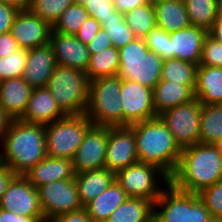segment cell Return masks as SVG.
I'll use <instances>...</instances> for the list:
<instances>
[{
  "label": "cell",
  "mask_w": 222,
  "mask_h": 222,
  "mask_svg": "<svg viewBox=\"0 0 222 222\" xmlns=\"http://www.w3.org/2000/svg\"><path fill=\"white\" fill-rule=\"evenodd\" d=\"M202 104L197 98L160 114L181 149L199 143Z\"/></svg>",
  "instance_id": "10"
},
{
  "label": "cell",
  "mask_w": 222,
  "mask_h": 222,
  "mask_svg": "<svg viewBox=\"0 0 222 222\" xmlns=\"http://www.w3.org/2000/svg\"><path fill=\"white\" fill-rule=\"evenodd\" d=\"M52 26L29 10H20L12 23L10 34L20 48L33 49L47 45Z\"/></svg>",
  "instance_id": "16"
},
{
  "label": "cell",
  "mask_w": 222,
  "mask_h": 222,
  "mask_svg": "<svg viewBox=\"0 0 222 222\" xmlns=\"http://www.w3.org/2000/svg\"><path fill=\"white\" fill-rule=\"evenodd\" d=\"M121 78L101 77L89 81L88 106L85 115L94 126H123L120 98Z\"/></svg>",
  "instance_id": "4"
},
{
  "label": "cell",
  "mask_w": 222,
  "mask_h": 222,
  "mask_svg": "<svg viewBox=\"0 0 222 222\" xmlns=\"http://www.w3.org/2000/svg\"><path fill=\"white\" fill-rule=\"evenodd\" d=\"M0 142V163L16 175L25 174L47 156L45 125L42 124L14 119Z\"/></svg>",
  "instance_id": "2"
},
{
  "label": "cell",
  "mask_w": 222,
  "mask_h": 222,
  "mask_svg": "<svg viewBox=\"0 0 222 222\" xmlns=\"http://www.w3.org/2000/svg\"><path fill=\"white\" fill-rule=\"evenodd\" d=\"M149 2L148 0H113L114 8L125 14L126 12L135 9L136 7Z\"/></svg>",
  "instance_id": "47"
},
{
  "label": "cell",
  "mask_w": 222,
  "mask_h": 222,
  "mask_svg": "<svg viewBox=\"0 0 222 222\" xmlns=\"http://www.w3.org/2000/svg\"><path fill=\"white\" fill-rule=\"evenodd\" d=\"M40 222H51V220L45 219V220L40 221Z\"/></svg>",
  "instance_id": "58"
},
{
  "label": "cell",
  "mask_w": 222,
  "mask_h": 222,
  "mask_svg": "<svg viewBox=\"0 0 222 222\" xmlns=\"http://www.w3.org/2000/svg\"><path fill=\"white\" fill-rule=\"evenodd\" d=\"M87 46L90 55H92L111 47L112 41L110 40L106 30L101 28Z\"/></svg>",
  "instance_id": "44"
},
{
  "label": "cell",
  "mask_w": 222,
  "mask_h": 222,
  "mask_svg": "<svg viewBox=\"0 0 222 222\" xmlns=\"http://www.w3.org/2000/svg\"><path fill=\"white\" fill-rule=\"evenodd\" d=\"M199 129V143L213 144L222 137V104H202Z\"/></svg>",
  "instance_id": "30"
},
{
  "label": "cell",
  "mask_w": 222,
  "mask_h": 222,
  "mask_svg": "<svg viewBox=\"0 0 222 222\" xmlns=\"http://www.w3.org/2000/svg\"><path fill=\"white\" fill-rule=\"evenodd\" d=\"M195 85H183L169 80H160L153 88V104L156 115L195 99Z\"/></svg>",
  "instance_id": "23"
},
{
  "label": "cell",
  "mask_w": 222,
  "mask_h": 222,
  "mask_svg": "<svg viewBox=\"0 0 222 222\" xmlns=\"http://www.w3.org/2000/svg\"><path fill=\"white\" fill-rule=\"evenodd\" d=\"M20 10H28L32 0H0Z\"/></svg>",
  "instance_id": "52"
},
{
  "label": "cell",
  "mask_w": 222,
  "mask_h": 222,
  "mask_svg": "<svg viewBox=\"0 0 222 222\" xmlns=\"http://www.w3.org/2000/svg\"><path fill=\"white\" fill-rule=\"evenodd\" d=\"M119 71V51L114 46L90 55L86 69L89 81L101 77L117 76Z\"/></svg>",
  "instance_id": "29"
},
{
  "label": "cell",
  "mask_w": 222,
  "mask_h": 222,
  "mask_svg": "<svg viewBox=\"0 0 222 222\" xmlns=\"http://www.w3.org/2000/svg\"><path fill=\"white\" fill-rule=\"evenodd\" d=\"M75 175L72 159L51 158L48 156L23 174L36 189L50 182L75 179Z\"/></svg>",
  "instance_id": "20"
},
{
  "label": "cell",
  "mask_w": 222,
  "mask_h": 222,
  "mask_svg": "<svg viewBox=\"0 0 222 222\" xmlns=\"http://www.w3.org/2000/svg\"><path fill=\"white\" fill-rule=\"evenodd\" d=\"M101 24L96 18L89 17L75 34L76 38L83 44H88L101 29Z\"/></svg>",
  "instance_id": "42"
},
{
  "label": "cell",
  "mask_w": 222,
  "mask_h": 222,
  "mask_svg": "<svg viewBox=\"0 0 222 222\" xmlns=\"http://www.w3.org/2000/svg\"><path fill=\"white\" fill-rule=\"evenodd\" d=\"M194 93L203 105L222 104V67L198 65Z\"/></svg>",
  "instance_id": "24"
},
{
  "label": "cell",
  "mask_w": 222,
  "mask_h": 222,
  "mask_svg": "<svg viewBox=\"0 0 222 222\" xmlns=\"http://www.w3.org/2000/svg\"><path fill=\"white\" fill-rule=\"evenodd\" d=\"M207 35V30L194 25L169 33L170 59H180L199 65L202 46Z\"/></svg>",
  "instance_id": "18"
},
{
  "label": "cell",
  "mask_w": 222,
  "mask_h": 222,
  "mask_svg": "<svg viewBox=\"0 0 222 222\" xmlns=\"http://www.w3.org/2000/svg\"><path fill=\"white\" fill-rule=\"evenodd\" d=\"M50 220L51 222H93L85 208L76 212L55 216Z\"/></svg>",
  "instance_id": "45"
},
{
  "label": "cell",
  "mask_w": 222,
  "mask_h": 222,
  "mask_svg": "<svg viewBox=\"0 0 222 222\" xmlns=\"http://www.w3.org/2000/svg\"><path fill=\"white\" fill-rule=\"evenodd\" d=\"M84 8L90 17L96 18L99 23L113 17V13L117 11L114 8L113 0H88Z\"/></svg>",
  "instance_id": "41"
},
{
  "label": "cell",
  "mask_w": 222,
  "mask_h": 222,
  "mask_svg": "<svg viewBox=\"0 0 222 222\" xmlns=\"http://www.w3.org/2000/svg\"><path fill=\"white\" fill-rule=\"evenodd\" d=\"M33 88L23 77L0 81V105L13 118L20 119L26 111Z\"/></svg>",
  "instance_id": "22"
},
{
  "label": "cell",
  "mask_w": 222,
  "mask_h": 222,
  "mask_svg": "<svg viewBox=\"0 0 222 222\" xmlns=\"http://www.w3.org/2000/svg\"><path fill=\"white\" fill-rule=\"evenodd\" d=\"M208 34L213 37L216 41L222 43V17H218L213 23Z\"/></svg>",
  "instance_id": "51"
},
{
  "label": "cell",
  "mask_w": 222,
  "mask_h": 222,
  "mask_svg": "<svg viewBox=\"0 0 222 222\" xmlns=\"http://www.w3.org/2000/svg\"><path fill=\"white\" fill-rule=\"evenodd\" d=\"M157 27L172 33L189 27L190 20L184 0H173L154 5Z\"/></svg>",
  "instance_id": "26"
},
{
  "label": "cell",
  "mask_w": 222,
  "mask_h": 222,
  "mask_svg": "<svg viewBox=\"0 0 222 222\" xmlns=\"http://www.w3.org/2000/svg\"><path fill=\"white\" fill-rule=\"evenodd\" d=\"M14 119L0 105V140L2 141L5 133Z\"/></svg>",
  "instance_id": "50"
},
{
  "label": "cell",
  "mask_w": 222,
  "mask_h": 222,
  "mask_svg": "<svg viewBox=\"0 0 222 222\" xmlns=\"http://www.w3.org/2000/svg\"><path fill=\"white\" fill-rule=\"evenodd\" d=\"M0 222H39L36 218L25 217L0 208Z\"/></svg>",
  "instance_id": "48"
},
{
  "label": "cell",
  "mask_w": 222,
  "mask_h": 222,
  "mask_svg": "<svg viewBox=\"0 0 222 222\" xmlns=\"http://www.w3.org/2000/svg\"><path fill=\"white\" fill-rule=\"evenodd\" d=\"M45 219L83 209L74 179L59 180L37 188Z\"/></svg>",
  "instance_id": "11"
},
{
  "label": "cell",
  "mask_w": 222,
  "mask_h": 222,
  "mask_svg": "<svg viewBox=\"0 0 222 222\" xmlns=\"http://www.w3.org/2000/svg\"><path fill=\"white\" fill-rule=\"evenodd\" d=\"M118 51L119 78L135 81L151 89L161 80L164 59L149 50L142 38H135Z\"/></svg>",
  "instance_id": "5"
},
{
  "label": "cell",
  "mask_w": 222,
  "mask_h": 222,
  "mask_svg": "<svg viewBox=\"0 0 222 222\" xmlns=\"http://www.w3.org/2000/svg\"><path fill=\"white\" fill-rule=\"evenodd\" d=\"M19 48L17 41L11 36L10 32L0 34V58L10 55Z\"/></svg>",
  "instance_id": "46"
},
{
  "label": "cell",
  "mask_w": 222,
  "mask_h": 222,
  "mask_svg": "<svg viewBox=\"0 0 222 222\" xmlns=\"http://www.w3.org/2000/svg\"><path fill=\"white\" fill-rule=\"evenodd\" d=\"M138 162L133 129L130 126L108 127L105 168L116 173Z\"/></svg>",
  "instance_id": "14"
},
{
  "label": "cell",
  "mask_w": 222,
  "mask_h": 222,
  "mask_svg": "<svg viewBox=\"0 0 222 222\" xmlns=\"http://www.w3.org/2000/svg\"><path fill=\"white\" fill-rule=\"evenodd\" d=\"M149 50L154 51L164 60L170 59V38L169 33L159 27L153 29L143 38Z\"/></svg>",
  "instance_id": "39"
},
{
  "label": "cell",
  "mask_w": 222,
  "mask_h": 222,
  "mask_svg": "<svg viewBox=\"0 0 222 222\" xmlns=\"http://www.w3.org/2000/svg\"><path fill=\"white\" fill-rule=\"evenodd\" d=\"M219 180H222V153L213 144L196 143L182 149L169 181L179 190L199 194Z\"/></svg>",
  "instance_id": "1"
},
{
  "label": "cell",
  "mask_w": 222,
  "mask_h": 222,
  "mask_svg": "<svg viewBox=\"0 0 222 222\" xmlns=\"http://www.w3.org/2000/svg\"><path fill=\"white\" fill-rule=\"evenodd\" d=\"M49 44L53 49L57 65L86 72L90 60L89 49L75 35L51 31Z\"/></svg>",
  "instance_id": "17"
},
{
  "label": "cell",
  "mask_w": 222,
  "mask_h": 222,
  "mask_svg": "<svg viewBox=\"0 0 222 222\" xmlns=\"http://www.w3.org/2000/svg\"><path fill=\"white\" fill-rule=\"evenodd\" d=\"M169 180L170 177L165 172L151 163L138 162L115 173V182L128 197L147 199L153 204L159 198L164 185L170 183Z\"/></svg>",
  "instance_id": "9"
},
{
  "label": "cell",
  "mask_w": 222,
  "mask_h": 222,
  "mask_svg": "<svg viewBox=\"0 0 222 222\" xmlns=\"http://www.w3.org/2000/svg\"><path fill=\"white\" fill-rule=\"evenodd\" d=\"M124 17L136 38L143 39L157 27L154 5L150 2L126 12Z\"/></svg>",
  "instance_id": "31"
},
{
  "label": "cell",
  "mask_w": 222,
  "mask_h": 222,
  "mask_svg": "<svg viewBox=\"0 0 222 222\" xmlns=\"http://www.w3.org/2000/svg\"><path fill=\"white\" fill-rule=\"evenodd\" d=\"M45 87L65 115L86 113L89 80L85 71L57 65Z\"/></svg>",
  "instance_id": "6"
},
{
  "label": "cell",
  "mask_w": 222,
  "mask_h": 222,
  "mask_svg": "<svg viewBox=\"0 0 222 222\" xmlns=\"http://www.w3.org/2000/svg\"><path fill=\"white\" fill-rule=\"evenodd\" d=\"M65 114L57 106L52 93L46 87L33 88L26 111L20 120L27 123L50 124Z\"/></svg>",
  "instance_id": "19"
},
{
  "label": "cell",
  "mask_w": 222,
  "mask_h": 222,
  "mask_svg": "<svg viewBox=\"0 0 222 222\" xmlns=\"http://www.w3.org/2000/svg\"><path fill=\"white\" fill-rule=\"evenodd\" d=\"M28 50L19 48L10 55L0 58V81L23 77Z\"/></svg>",
  "instance_id": "37"
},
{
  "label": "cell",
  "mask_w": 222,
  "mask_h": 222,
  "mask_svg": "<svg viewBox=\"0 0 222 222\" xmlns=\"http://www.w3.org/2000/svg\"><path fill=\"white\" fill-rule=\"evenodd\" d=\"M210 216L198 194L179 190L171 183L154 202L153 222H205Z\"/></svg>",
  "instance_id": "7"
},
{
  "label": "cell",
  "mask_w": 222,
  "mask_h": 222,
  "mask_svg": "<svg viewBox=\"0 0 222 222\" xmlns=\"http://www.w3.org/2000/svg\"><path fill=\"white\" fill-rule=\"evenodd\" d=\"M213 145L222 153V137L214 142Z\"/></svg>",
  "instance_id": "53"
},
{
  "label": "cell",
  "mask_w": 222,
  "mask_h": 222,
  "mask_svg": "<svg viewBox=\"0 0 222 222\" xmlns=\"http://www.w3.org/2000/svg\"><path fill=\"white\" fill-rule=\"evenodd\" d=\"M107 142L108 127L93 125L72 159L75 173L104 168Z\"/></svg>",
  "instance_id": "15"
},
{
  "label": "cell",
  "mask_w": 222,
  "mask_h": 222,
  "mask_svg": "<svg viewBox=\"0 0 222 222\" xmlns=\"http://www.w3.org/2000/svg\"><path fill=\"white\" fill-rule=\"evenodd\" d=\"M154 204L143 198L129 197L105 222H153Z\"/></svg>",
  "instance_id": "28"
},
{
  "label": "cell",
  "mask_w": 222,
  "mask_h": 222,
  "mask_svg": "<svg viewBox=\"0 0 222 222\" xmlns=\"http://www.w3.org/2000/svg\"><path fill=\"white\" fill-rule=\"evenodd\" d=\"M93 123L85 114L65 115L45 125L46 154L51 158L73 159Z\"/></svg>",
  "instance_id": "8"
},
{
  "label": "cell",
  "mask_w": 222,
  "mask_h": 222,
  "mask_svg": "<svg viewBox=\"0 0 222 222\" xmlns=\"http://www.w3.org/2000/svg\"><path fill=\"white\" fill-rule=\"evenodd\" d=\"M73 3L75 0H32L28 10L53 26Z\"/></svg>",
  "instance_id": "36"
},
{
  "label": "cell",
  "mask_w": 222,
  "mask_h": 222,
  "mask_svg": "<svg viewBox=\"0 0 222 222\" xmlns=\"http://www.w3.org/2000/svg\"><path fill=\"white\" fill-rule=\"evenodd\" d=\"M198 196L204 202L211 216L222 218V180L205 188Z\"/></svg>",
  "instance_id": "38"
},
{
  "label": "cell",
  "mask_w": 222,
  "mask_h": 222,
  "mask_svg": "<svg viewBox=\"0 0 222 222\" xmlns=\"http://www.w3.org/2000/svg\"><path fill=\"white\" fill-rule=\"evenodd\" d=\"M100 24L106 30L112 41V46L117 49L127 45L136 38L131 28L126 24L124 14L118 11L113 13V17L103 20Z\"/></svg>",
  "instance_id": "34"
},
{
  "label": "cell",
  "mask_w": 222,
  "mask_h": 222,
  "mask_svg": "<svg viewBox=\"0 0 222 222\" xmlns=\"http://www.w3.org/2000/svg\"><path fill=\"white\" fill-rule=\"evenodd\" d=\"M19 10L9 4L0 1V34L10 32L13 20Z\"/></svg>",
  "instance_id": "43"
},
{
  "label": "cell",
  "mask_w": 222,
  "mask_h": 222,
  "mask_svg": "<svg viewBox=\"0 0 222 222\" xmlns=\"http://www.w3.org/2000/svg\"><path fill=\"white\" fill-rule=\"evenodd\" d=\"M150 3H152L153 5L159 4V3H163V2H168V1H173V0H148Z\"/></svg>",
  "instance_id": "56"
},
{
  "label": "cell",
  "mask_w": 222,
  "mask_h": 222,
  "mask_svg": "<svg viewBox=\"0 0 222 222\" xmlns=\"http://www.w3.org/2000/svg\"><path fill=\"white\" fill-rule=\"evenodd\" d=\"M16 174L4 164L0 163V199L6 192L7 186Z\"/></svg>",
  "instance_id": "49"
},
{
  "label": "cell",
  "mask_w": 222,
  "mask_h": 222,
  "mask_svg": "<svg viewBox=\"0 0 222 222\" xmlns=\"http://www.w3.org/2000/svg\"><path fill=\"white\" fill-rule=\"evenodd\" d=\"M123 106V126L157 117L153 104V89L121 79L120 91Z\"/></svg>",
  "instance_id": "13"
},
{
  "label": "cell",
  "mask_w": 222,
  "mask_h": 222,
  "mask_svg": "<svg viewBox=\"0 0 222 222\" xmlns=\"http://www.w3.org/2000/svg\"><path fill=\"white\" fill-rule=\"evenodd\" d=\"M205 222H222V218L210 216Z\"/></svg>",
  "instance_id": "55"
},
{
  "label": "cell",
  "mask_w": 222,
  "mask_h": 222,
  "mask_svg": "<svg viewBox=\"0 0 222 222\" xmlns=\"http://www.w3.org/2000/svg\"><path fill=\"white\" fill-rule=\"evenodd\" d=\"M57 66L51 45L28 50L24 81L32 88L45 87Z\"/></svg>",
  "instance_id": "21"
},
{
  "label": "cell",
  "mask_w": 222,
  "mask_h": 222,
  "mask_svg": "<svg viewBox=\"0 0 222 222\" xmlns=\"http://www.w3.org/2000/svg\"><path fill=\"white\" fill-rule=\"evenodd\" d=\"M190 24L209 31L218 18L217 0H184Z\"/></svg>",
  "instance_id": "32"
},
{
  "label": "cell",
  "mask_w": 222,
  "mask_h": 222,
  "mask_svg": "<svg viewBox=\"0 0 222 222\" xmlns=\"http://www.w3.org/2000/svg\"><path fill=\"white\" fill-rule=\"evenodd\" d=\"M128 198L126 192L114 182L84 208L93 222H105Z\"/></svg>",
  "instance_id": "27"
},
{
  "label": "cell",
  "mask_w": 222,
  "mask_h": 222,
  "mask_svg": "<svg viewBox=\"0 0 222 222\" xmlns=\"http://www.w3.org/2000/svg\"><path fill=\"white\" fill-rule=\"evenodd\" d=\"M199 65L222 67V43L216 41L209 34L205 37L202 46Z\"/></svg>",
  "instance_id": "40"
},
{
  "label": "cell",
  "mask_w": 222,
  "mask_h": 222,
  "mask_svg": "<svg viewBox=\"0 0 222 222\" xmlns=\"http://www.w3.org/2000/svg\"><path fill=\"white\" fill-rule=\"evenodd\" d=\"M196 64L180 59H165L161 70V80L181 83L183 85H195Z\"/></svg>",
  "instance_id": "33"
},
{
  "label": "cell",
  "mask_w": 222,
  "mask_h": 222,
  "mask_svg": "<svg viewBox=\"0 0 222 222\" xmlns=\"http://www.w3.org/2000/svg\"><path fill=\"white\" fill-rule=\"evenodd\" d=\"M134 132L138 161L158 166L168 177L176 170L182 149L160 116L129 125Z\"/></svg>",
  "instance_id": "3"
},
{
  "label": "cell",
  "mask_w": 222,
  "mask_h": 222,
  "mask_svg": "<svg viewBox=\"0 0 222 222\" xmlns=\"http://www.w3.org/2000/svg\"><path fill=\"white\" fill-rule=\"evenodd\" d=\"M89 17L84 6L73 3L60 15L52 26V31L75 35Z\"/></svg>",
  "instance_id": "35"
},
{
  "label": "cell",
  "mask_w": 222,
  "mask_h": 222,
  "mask_svg": "<svg viewBox=\"0 0 222 222\" xmlns=\"http://www.w3.org/2000/svg\"><path fill=\"white\" fill-rule=\"evenodd\" d=\"M75 184L83 207L115 182V173L107 168L76 173Z\"/></svg>",
  "instance_id": "25"
},
{
  "label": "cell",
  "mask_w": 222,
  "mask_h": 222,
  "mask_svg": "<svg viewBox=\"0 0 222 222\" xmlns=\"http://www.w3.org/2000/svg\"><path fill=\"white\" fill-rule=\"evenodd\" d=\"M218 17H222V0H217Z\"/></svg>",
  "instance_id": "54"
},
{
  "label": "cell",
  "mask_w": 222,
  "mask_h": 222,
  "mask_svg": "<svg viewBox=\"0 0 222 222\" xmlns=\"http://www.w3.org/2000/svg\"><path fill=\"white\" fill-rule=\"evenodd\" d=\"M0 208L15 214L45 220L38 190L23 175H15L0 199Z\"/></svg>",
  "instance_id": "12"
},
{
  "label": "cell",
  "mask_w": 222,
  "mask_h": 222,
  "mask_svg": "<svg viewBox=\"0 0 222 222\" xmlns=\"http://www.w3.org/2000/svg\"><path fill=\"white\" fill-rule=\"evenodd\" d=\"M88 0H75V3L84 6Z\"/></svg>",
  "instance_id": "57"
}]
</instances>
